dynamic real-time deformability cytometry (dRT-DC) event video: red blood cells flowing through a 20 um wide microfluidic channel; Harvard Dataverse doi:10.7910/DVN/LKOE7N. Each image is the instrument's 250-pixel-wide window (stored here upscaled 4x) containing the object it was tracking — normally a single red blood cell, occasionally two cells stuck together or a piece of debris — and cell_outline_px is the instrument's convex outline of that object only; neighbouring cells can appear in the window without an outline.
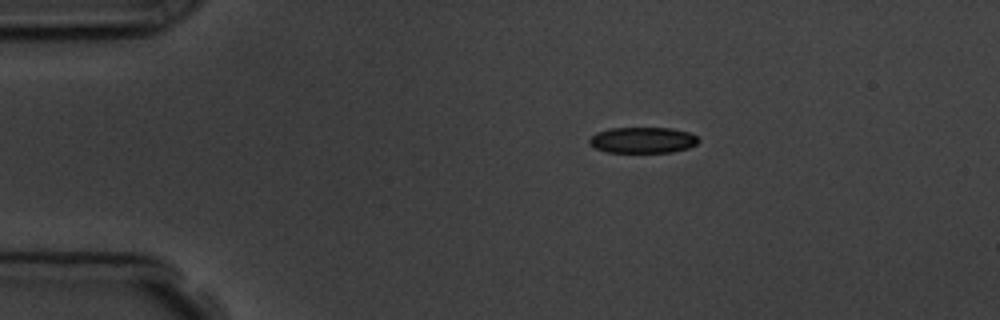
{"species": "common noctule bat (a hibernating species)", "species_latin": "Nyctalus noctula", "temperature_condition": "room temperature", "stored_images_in_passage": 5, "camera_frame_rate_fps": 3000, "um_per_image_px": 0.085, "animal": {"sex": "male", "body_mass_g": 19.5, "forearm_length_mm": 54.6}, "frame": {"image": 1, "passage_image": 1, "time_ms": 0.0, "image_size_px": [1000, 320], "cell_outline_px": [[700, 140], [696, 144], [688, 148], [672, 152], [604, 152], [588, 144], [588, 140], [596, 132], [608, 128], [672, 128], [688, 132], [696, 136]], "centroid_in_image_um": [54.6, 11.91], "position_along_channel_um": 30.4, "area_um2": 16.59}}
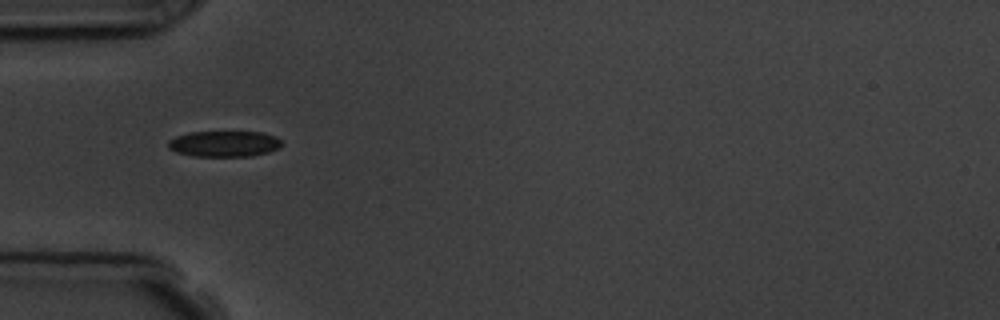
{"frame": {"image": 2, "passage_image": 3, "time_ms": 2.333, "image_size_px": [1000, 320], "cell_outline_px": [[284, 144], [280, 148], [268, 152], [252, 156], [192, 156], [176, 152], [168, 148], [168, 140], [176, 136], [188, 132], [264, 132], [276, 136]], "centroid_in_image_um": [19.08, 12.22], "position_along_channel_um": 65.9, "area_um2": 17.34}}